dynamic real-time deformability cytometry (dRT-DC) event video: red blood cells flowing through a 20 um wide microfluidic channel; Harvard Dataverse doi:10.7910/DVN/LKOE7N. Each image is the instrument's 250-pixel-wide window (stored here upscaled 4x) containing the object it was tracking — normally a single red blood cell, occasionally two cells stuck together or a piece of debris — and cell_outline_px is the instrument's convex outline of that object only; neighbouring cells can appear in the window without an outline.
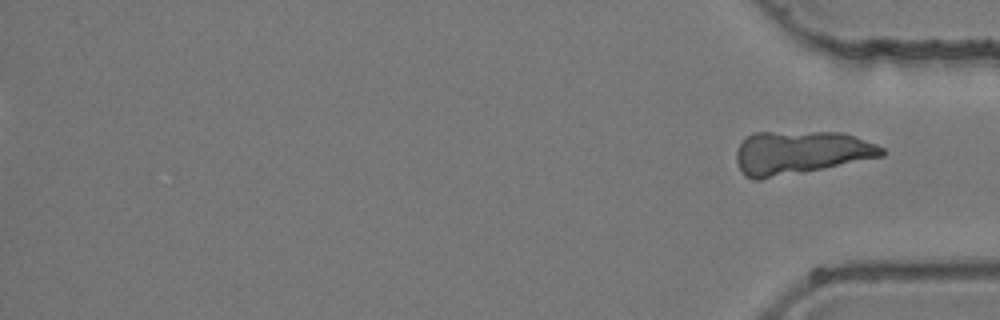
{"species": "common noctule bat (a hibernating species)", "species_latin": "Nyctalus noctula", "temperature_condition": "room temperature", "stored_images_in_passage": 45, "segment_of_instrument_passage": [2, 2], "camera_frame_rate_fps": 3000, "um_per_image_px": 0.085, "animal": {"sex": "female", "body_mass_g": 24.6, "forearm_length_mm": 56.2}, "frame": {"image": 1, "passage_image": 45, "time_ms": 14.667, "image_size_px": [1000, 320], "cell_outline_px": [[884, 156], [824, 168], [760, 180], [752, 180], [744, 176], [736, 160], [736, 152], [740, 144], [748, 136], [756, 132], [840, 132], [876, 144], [884, 148]], "centroid_in_image_um": [68.01, 12.98], "position_along_channel_um": 367.2, "area_um2": 36.53}}